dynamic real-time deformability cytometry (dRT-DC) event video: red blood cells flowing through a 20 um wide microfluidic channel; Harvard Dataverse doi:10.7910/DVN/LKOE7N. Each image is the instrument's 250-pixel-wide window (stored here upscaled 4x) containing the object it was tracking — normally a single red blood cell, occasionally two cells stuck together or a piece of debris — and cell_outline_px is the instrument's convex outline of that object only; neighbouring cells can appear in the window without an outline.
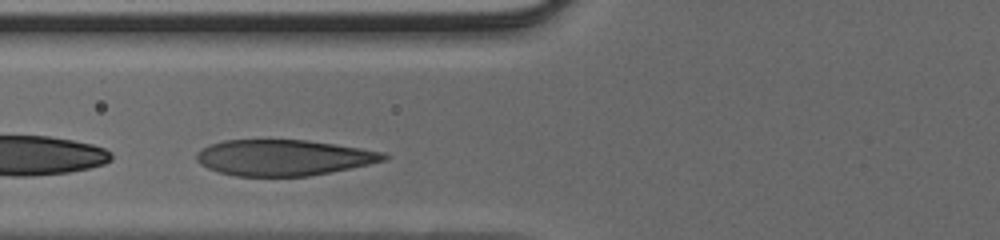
{"species": "human", "species_latin": "Homo sapiens", "temperature_condition": "cold", "stored_images_in_passage": 31, "camera_frame_rate_fps": 3000, "um_per_image_px": 0.085, "donor": {"sex": "male"}, "frame": {"image": 1, "passage_image": 7, "time_ms": 2.0, "image_size_px": [1000, 240], "cell_outline_px": [[388, 160], [308, 176], [236, 176], [220, 172], [208, 168], [200, 164], [196, 160], [196, 152], [212, 144], [224, 140], [304, 140], [336, 144], [384, 152], [388, 156]], "centroid_in_image_um": [24.09, 13.39], "position_along_channel_um": 101.7, "area_um2": 38.84}}
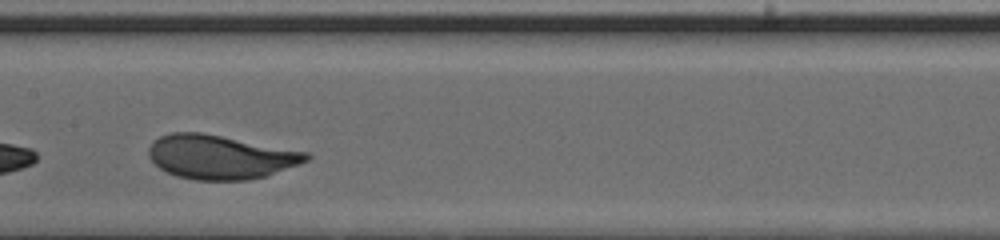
{"frame": {"image": 2, "passage_image": 14, "time_ms": 4.333, "image_size_px": [1000, 240], "cell_outline_px": [[312, 156], [308, 160], [300, 164], [268, 176], [248, 180], [196, 180], [176, 176], [160, 168], [148, 156], [148, 148], [160, 136], [172, 132], [204, 132], [308, 152]], "centroid_in_image_um": [18.76, 13.34], "position_along_channel_um": 188.6, "area_um2": 40.63}}
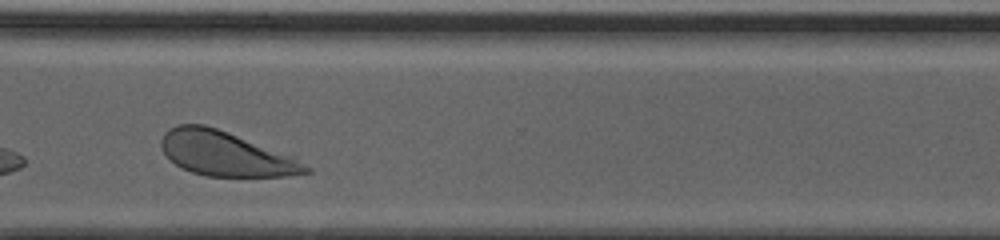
{"frame": {"image": 3, "passage_image": 27, "time_ms": 8.667, "image_size_px": [1000, 240], "cell_outline_px": [[312, 172], [292, 176], [204, 176], [192, 172], [176, 164], [164, 152], [160, 144], [160, 140], [164, 132], [168, 128], [180, 124], [204, 124], [216, 128], [296, 156], [312, 168]], "centroid_in_image_um": [19.24, 13.07], "position_along_channel_um": 351.4, "area_um2": 37.69}}